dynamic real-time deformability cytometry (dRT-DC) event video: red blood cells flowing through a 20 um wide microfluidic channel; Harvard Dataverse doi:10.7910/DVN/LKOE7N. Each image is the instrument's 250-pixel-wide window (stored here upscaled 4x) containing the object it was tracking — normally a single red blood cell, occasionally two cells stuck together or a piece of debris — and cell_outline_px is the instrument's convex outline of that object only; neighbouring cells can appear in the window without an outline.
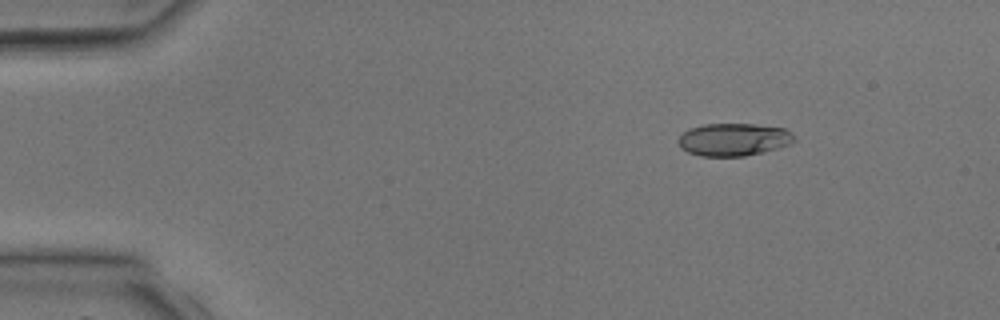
{"species": "common noctule bat (a hibernating species)", "species_latin": "Nyctalus noctula", "temperature_condition": "room temperature", "stored_images_in_passage": 4, "camera_frame_rate_fps": 3000, "um_per_image_px": 0.085, "animal": {"sex": "male", "body_mass_g": 17.9, "forearm_length_mm": 54.2}, "frame": {"image": 1, "passage_image": 1, "time_ms": 0.0, "image_size_px": [1000, 320], "cell_outline_px": [[796, 140], [788, 144], [764, 152], [744, 156], [700, 156], [688, 152], [680, 148], [676, 140], [684, 132], [692, 128], [704, 124], [756, 124], [784, 128], [792, 132], [796, 136]], "centroid_in_image_um": [62.36, 11.86], "position_along_channel_um": 22.6, "area_um2": 22.14}}
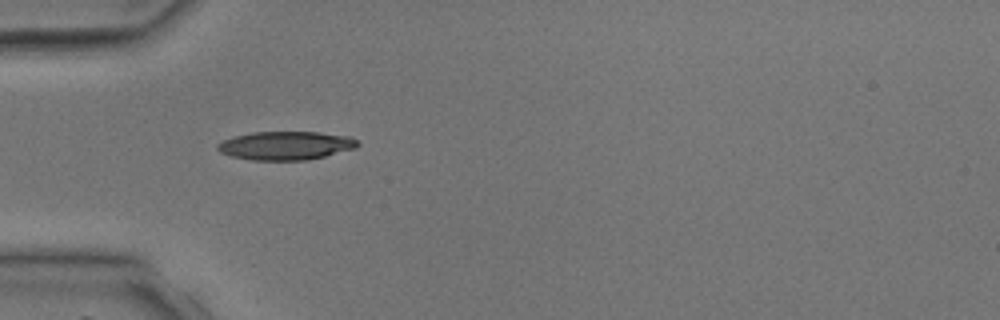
{"frame": {"image": 2, "passage_image": 3, "time_ms": 2.333, "image_size_px": [1000, 320], "cell_outline_px": [[360, 144], [356, 148], [308, 160], [252, 160], [232, 156], [220, 152], [216, 148], [216, 144], [232, 136], [252, 132], [316, 132], [348, 136], [356, 140]], "centroid_in_image_um": [24.26, 12.37], "position_along_channel_um": 60.7, "area_um2": 23.24}}